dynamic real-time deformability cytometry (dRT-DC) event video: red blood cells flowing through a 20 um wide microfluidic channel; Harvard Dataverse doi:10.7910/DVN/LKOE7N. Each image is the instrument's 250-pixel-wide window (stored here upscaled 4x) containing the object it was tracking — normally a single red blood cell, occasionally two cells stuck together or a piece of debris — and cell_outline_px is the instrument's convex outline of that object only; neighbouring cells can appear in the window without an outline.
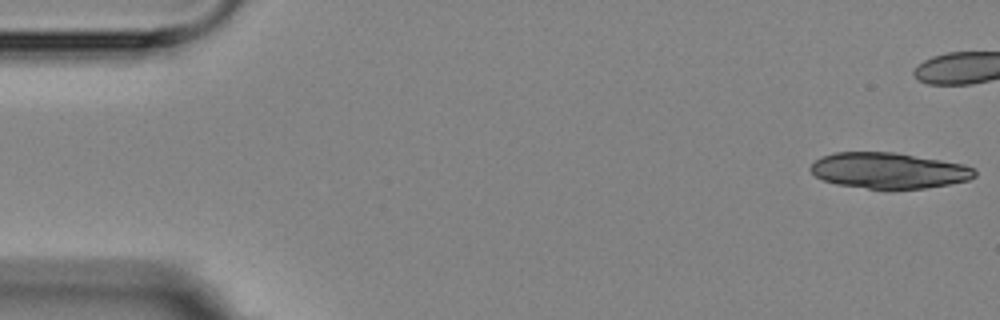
{"species": "Egyptian fruit bat (a non-hibernating species)", "species_latin": "Rousettus aegyptiacus", "temperature_condition": "room temperature", "stored_images_in_passage": 5, "segment_of_instrument_passage": [2, 2], "camera_frame_rate_fps": 3000, "um_per_image_px": 0.085, "animal": {"sex": "female"}, "frame": {"image": 1, "passage_image": 5, "time_ms": 6.333, "image_size_px": [1000, 320], "cell_outline_px": [[976, 176], [968, 180], [948, 184], [924, 188], [868, 188], [836, 184], [824, 180], [816, 176], [808, 168], [820, 156], [836, 152], [896, 152], [964, 164], [972, 168], [976, 172]], "centroid_in_image_um": [75.53, 14.48], "position_along_channel_um": 9.5, "area_um2": 34.04}}